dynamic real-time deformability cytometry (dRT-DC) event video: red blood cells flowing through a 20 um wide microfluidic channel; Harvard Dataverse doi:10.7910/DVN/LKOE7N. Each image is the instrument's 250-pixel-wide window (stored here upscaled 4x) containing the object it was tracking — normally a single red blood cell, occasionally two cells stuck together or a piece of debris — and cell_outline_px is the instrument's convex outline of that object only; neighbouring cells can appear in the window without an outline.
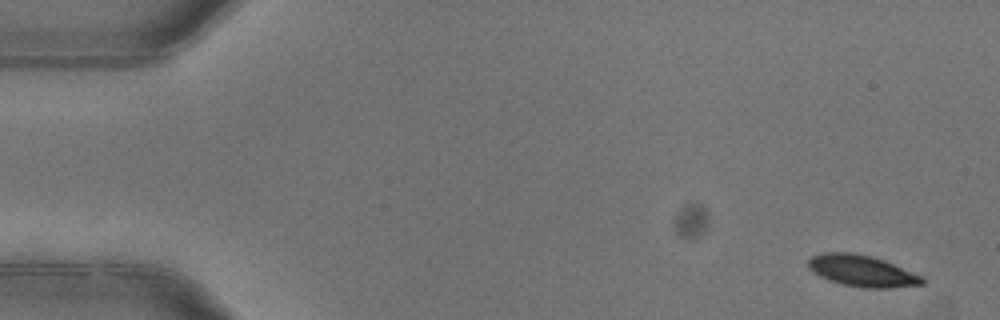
{"species": "common noctule bat (a hibernating species)", "species_latin": "Nyctalus noctula", "temperature_condition": "warm", "stored_images_in_passage": 5, "camera_frame_rate_fps": 3000, "um_per_image_px": 0.085, "animal": {"sex": "female"}, "frame": {"image": 1, "passage_image": 1, "time_ms": 0.0, "image_size_px": [1000, 320], "cell_outline_px": [[924, 284], [888, 288], [860, 288], [840, 284], [828, 280], [812, 272], [808, 268], [808, 260], [812, 256], [824, 252], [852, 252], [872, 256], [884, 260], [924, 276]], "centroid_in_image_um": [73.26, 23.03], "position_along_channel_um": 11.7, "area_um2": 21.15}}
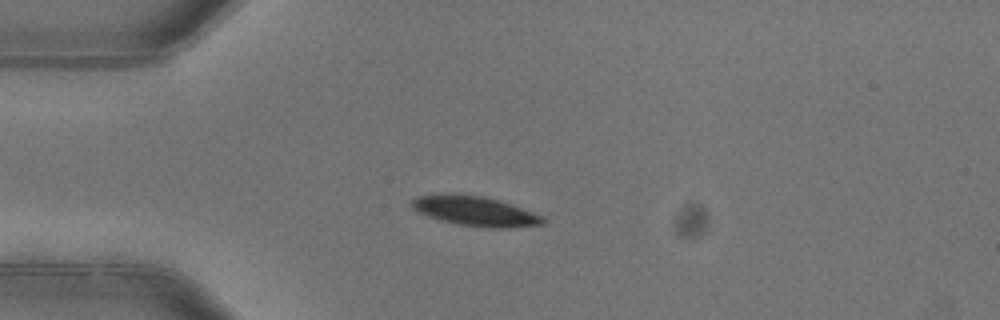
{"frame": {"image": 2, "passage_image": 4, "time_ms": 1.0, "image_size_px": [1000, 320], "cell_outline_px": [[544, 224], [504, 228], [488, 228], [460, 224], [440, 220], [416, 212], [408, 204], [412, 200], [420, 196], [484, 196], [544, 216]], "centroid_in_image_um": [40.39, 17.99], "position_along_channel_um": 44.6, "area_um2": 21.73}}